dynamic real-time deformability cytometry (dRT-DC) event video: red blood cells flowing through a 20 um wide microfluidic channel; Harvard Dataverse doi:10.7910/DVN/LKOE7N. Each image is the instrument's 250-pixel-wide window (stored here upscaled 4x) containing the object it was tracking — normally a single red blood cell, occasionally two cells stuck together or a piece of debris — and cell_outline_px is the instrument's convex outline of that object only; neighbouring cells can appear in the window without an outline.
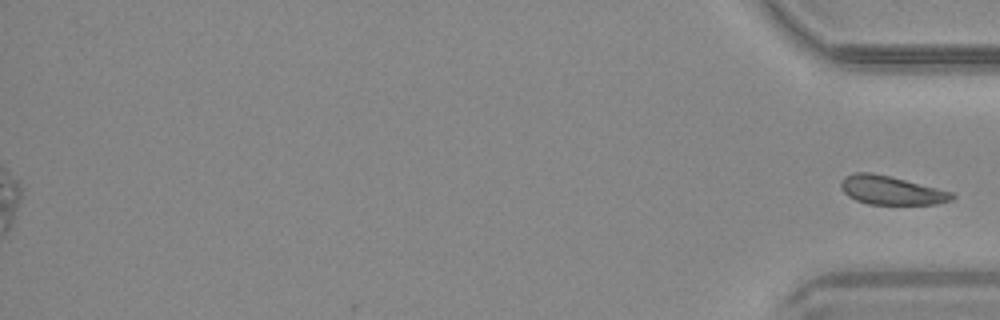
{"species": "common noctule bat (a hibernating species)", "species_latin": "Nyctalus noctula", "temperature_condition": "warm", "stored_images_in_passage": 39, "segment_of_instrument_passage": [2, 2], "camera_frame_rate_fps": 3000, "um_per_image_px": 0.085, "animal": {"sex": "male", "body_mass_g": 20.4}, "frame": {"image": 1, "passage_image": 39, "time_ms": 12.667, "image_size_px": [1000, 320], "cell_outline_px": [[956, 196], [952, 200], [936, 204], [868, 204], [856, 200], [848, 196], [840, 188], [840, 184], [844, 176], [856, 172], [872, 172], [952, 192]], "centroid_in_image_um": [75.72, 16.18], "position_along_channel_um": 359.5, "area_um2": 18.38}}